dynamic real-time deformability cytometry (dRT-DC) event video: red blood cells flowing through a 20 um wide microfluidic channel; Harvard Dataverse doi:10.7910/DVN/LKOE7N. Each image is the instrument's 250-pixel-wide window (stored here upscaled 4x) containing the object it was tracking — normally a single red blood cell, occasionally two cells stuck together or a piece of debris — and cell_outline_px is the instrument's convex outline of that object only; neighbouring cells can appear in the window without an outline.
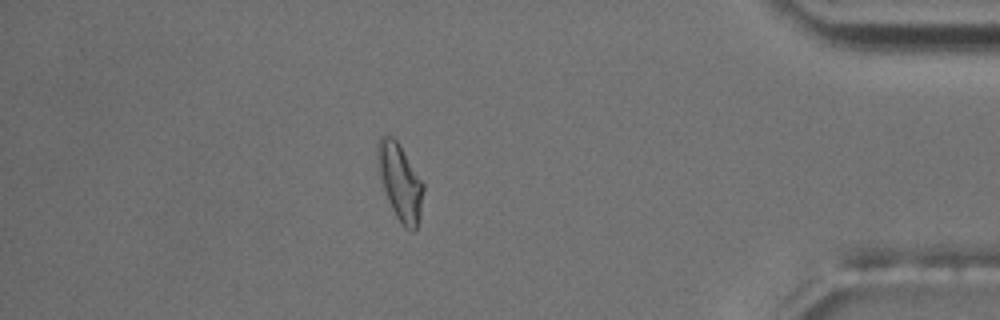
{"species": "common noctule bat (a hibernating species)", "species_latin": "Nyctalus noctula", "temperature_condition": "room temperature", "stored_images_in_passage": 56, "camera_frame_rate_fps": 3000, "um_per_image_px": 0.085, "animal": {"sex": "male", "body_mass_g": 17.5, "forearm_length_mm": 52.3}, "frame": {"image": 1, "passage_image": 56, "time_ms": 18.333, "image_size_px": [1000, 320], "cell_outline_px": [[424, 188], [420, 216], [416, 228], [412, 232], [404, 228], [396, 216], [388, 200], [376, 164], [376, 144], [380, 136], [384, 132], [388, 132], [396, 140], [424, 184]], "centroid_in_image_um": [33.97, 15.42], "position_along_channel_um": 401.2, "area_um2": 20.46}, "authors_computed_cell_mechanics": {"area_um2": 20.0277, "velocity_mm_per_s": 3.7012, "shape_relaxation_time_tau1_ms": 6.4779, "shape_relaxation_time_tau2_ms": 1.2902, "deformation_change_tau1": 0.145, "deformation_change_tau2": 0.0738}}